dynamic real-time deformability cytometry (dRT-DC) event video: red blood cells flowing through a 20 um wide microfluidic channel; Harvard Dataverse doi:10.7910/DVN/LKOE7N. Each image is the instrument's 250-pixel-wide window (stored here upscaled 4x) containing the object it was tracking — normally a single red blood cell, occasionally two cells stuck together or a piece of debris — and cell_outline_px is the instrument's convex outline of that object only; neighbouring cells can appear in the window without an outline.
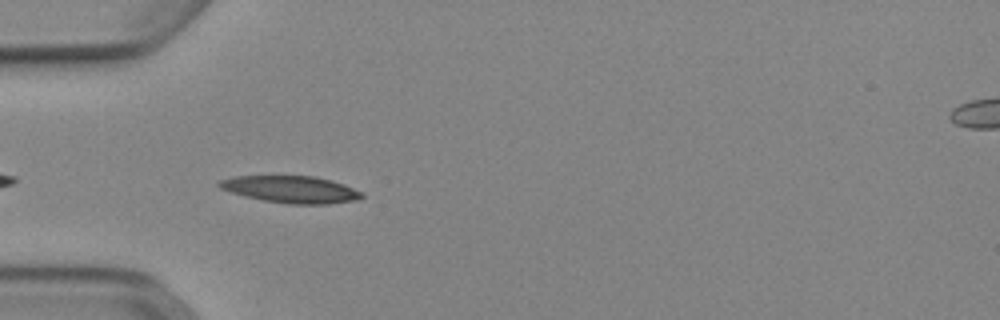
{"species": "Egyptian fruit bat (a non-hibernating species)", "species_latin": "Rousettus aegyptiacus", "temperature_condition": "cold", "stored_images_in_passage": 7, "camera_frame_rate_fps": 3000, "um_per_image_px": 0.085, "animal": {"sex": "female"}, "frame": {"image": 1, "passage_image": 3, "time_ms": 0.667, "image_size_px": [1000, 320], "cell_outline_px": [[364, 196], [356, 200], [328, 204], [288, 204], [264, 200], [244, 196], [220, 188], [216, 184], [220, 180], [232, 176], [312, 176], [332, 180], [344, 184], [364, 192]], "centroid_in_image_um": [24.75, 16.09], "position_along_channel_um": 60.2, "area_um2": 22.48}}